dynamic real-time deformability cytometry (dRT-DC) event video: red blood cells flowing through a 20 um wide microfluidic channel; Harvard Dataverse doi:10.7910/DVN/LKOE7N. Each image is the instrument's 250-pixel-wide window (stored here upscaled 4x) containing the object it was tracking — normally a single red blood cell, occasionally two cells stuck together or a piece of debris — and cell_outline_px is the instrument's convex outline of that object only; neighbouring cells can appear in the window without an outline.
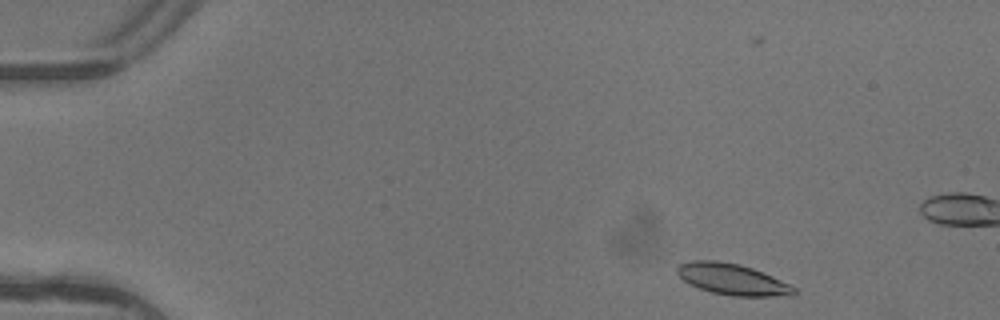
{"species": "common noctule bat (a hibernating species)", "species_latin": "Nyctalus noctula", "temperature_condition": "warm", "stored_images_in_passage": 5, "camera_frame_rate_fps": 3000, "um_per_image_px": 0.085, "animal": {"sex": "female"}, "frame": {"image": 1, "passage_image": 1, "time_ms": 0.0, "image_size_px": [1000, 320], "cell_outline_px": [[796, 292], [792, 296], [732, 296], [712, 292], [700, 288], [684, 280], [676, 272], [676, 268], [680, 264], [692, 260], [716, 260], [740, 264], [752, 268], [772, 276], [796, 288]], "centroid_in_image_um": [62.26, 23.74], "position_along_channel_um": 22.7, "area_um2": 21.04}}
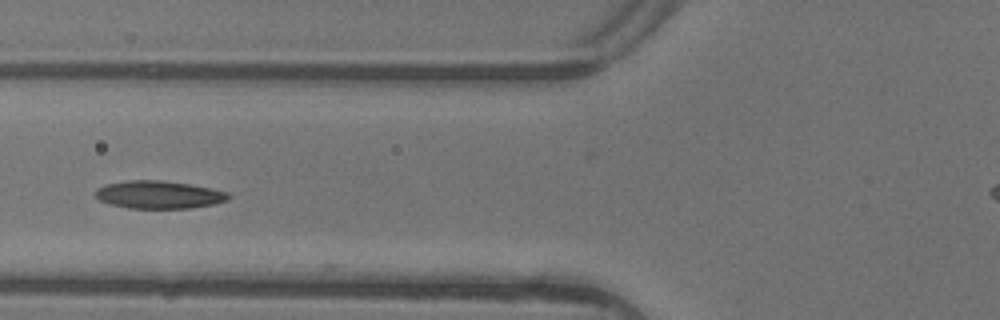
{"frame": {"image": 2, "passage_image": 4, "time_ms": 1.0, "image_size_px": [1000, 320], "cell_outline_px": [[232, 196], [228, 200], [212, 204], [188, 208], [128, 208], [112, 204], [100, 200], [96, 196], [96, 188], [104, 184], [128, 180], [160, 180], [188, 184], [228, 192]], "centroid_in_image_um": [13.49, 16.54], "position_along_channel_um": 112.3, "area_um2": 21.33}}
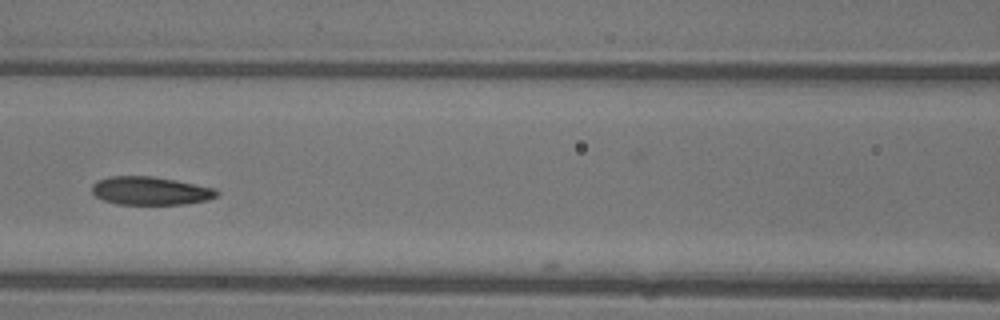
{"frame": {"image": 3, "passage_image": 5, "time_ms": 1.333, "image_size_px": [1000, 320], "cell_outline_px": [[220, 192], [216, 196], [208, 200], [184, 204], [116, 204], [104, 200], [96, 196], [92, 192], [92, 184], [96, 180], [108, 176], [152, 176], [216, 188]], "centroid_in_image_um": [12.77, 16.21], "position_along_channel_um": 153.8, "area_um2": 20.58}}